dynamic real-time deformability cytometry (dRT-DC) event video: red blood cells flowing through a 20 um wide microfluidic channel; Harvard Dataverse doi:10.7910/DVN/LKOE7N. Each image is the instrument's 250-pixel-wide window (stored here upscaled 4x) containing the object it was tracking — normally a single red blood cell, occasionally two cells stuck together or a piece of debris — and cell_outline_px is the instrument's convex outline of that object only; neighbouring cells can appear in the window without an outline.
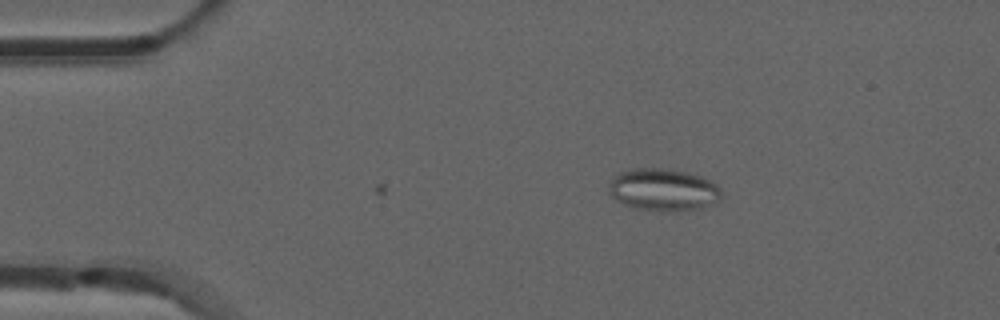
{"species": "common noctule bat (a hibernating species)", "species_latin": "Nyctalus noctula", "temperature_condition": "room temperature", "stored_images_in_passage": 2, "camera_frame_rate_fps": 3000, "um_per_image_px": 0.085, "animal": {"sex": "male", "forearm_length_mm": 52.5}, "frame": {"image": 1, "passage_image": 2, "time_ms": 0.333, "image_size_px": [1000, 320], "cell_outline_px": [[720, 196], [716, 200], [700, 208], [672, 212], [656, 212], [632, 208], [624, 204], [612, 196], [608, 192], [608, 184], [612, 176], [620, 172], [632, 168], [660, 168], [688, 172], [712, 180], [720, 188]], "centroid_in_image_um": [56.31, 16.13], "position_along_channel_um": 28.7, "area_um2": 28.03}}